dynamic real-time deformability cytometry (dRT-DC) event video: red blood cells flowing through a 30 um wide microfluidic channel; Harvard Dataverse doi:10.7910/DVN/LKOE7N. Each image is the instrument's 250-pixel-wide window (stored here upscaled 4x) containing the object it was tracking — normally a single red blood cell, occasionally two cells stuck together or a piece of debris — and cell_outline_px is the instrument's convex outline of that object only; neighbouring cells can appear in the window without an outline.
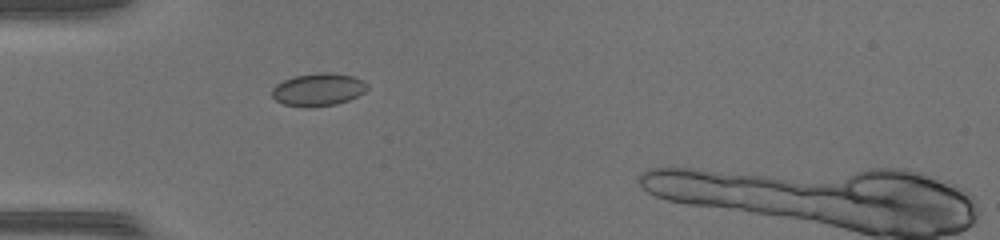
{"species": "common noctule bat (a hibernating species)", "species_latin": "Nyctalus noctula", "temperature_condition": "warm", "stored_images_in_passage": 31, "camera_frame_rate_fps": 3000, "um_per_image_px": 0.085, "animal": {"sex": "female", "body_mass_g": 17.0, "forearm_length_mm": 48.0}, "frame": {"image": 1, "passage_image": 1, "time_ms": 0.0, "image_size_px": [1000, 240], "cell_outline_px": [[368, 88], [364, 92], [348, 100], [336, 104], [308, 108], [284, 104], [276, 100], [272, 96], [272, 88], [276, 84], [284, 80], [296, 76], [316, 72], [332, 72], [352, 76], [364, 80], [368, 84]], "centroid_in_image_um": [27.06, 7.61], "position_along_channel_um": 57.9, "area_um2": 18.26}}
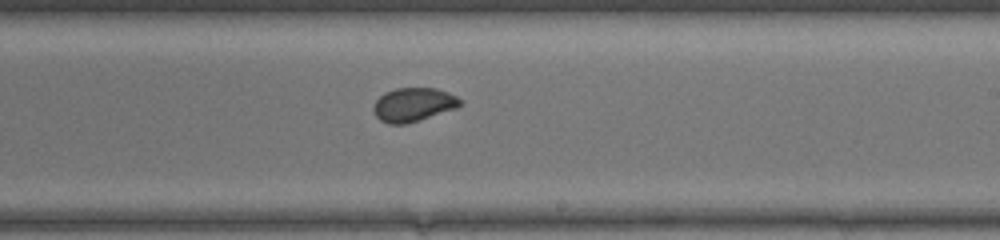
{"frame": {"image": 2, "passage_image": 15, "time_ms": 4.667, "image_size_px": [1000, 240], "cell_outline_px": [[464, 100], [456, 108], [408, 124], [388, 124], [380, 120], [376, 116], [372, 108], [376, 100], [384, 92], [396, 88], [436, 88], [448, 92]], "centroid_in_image_um": [35.13, 8.89], "position_along_channel_um": 253.9, "area_um2": 17.17}}
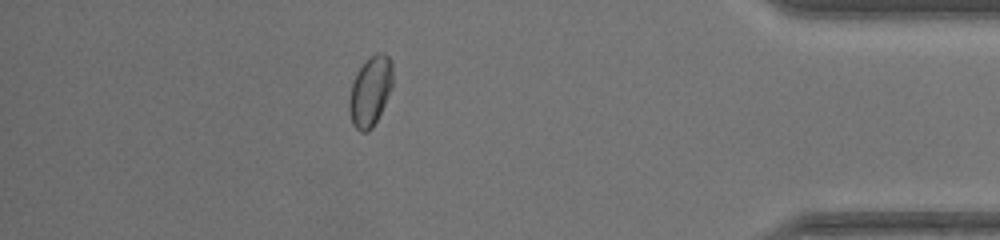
{"frame": {"image": 3, "passage_image": 28, "time_ms": 9.0, "image_size_px": [1000, 240], "cell_outline_px": [[392, 88], [372, 128], [368, 132], [360, 132], [352, 124], [348, 108], [348, 100], [352, 84], [356, 72], [376, 52], [380, 52], [388, 56], [392, 64]], "centroid_in_image_um": [31.46, 7.78], "position_along_channel_um": 403.7, "area_um2": 17.51}}